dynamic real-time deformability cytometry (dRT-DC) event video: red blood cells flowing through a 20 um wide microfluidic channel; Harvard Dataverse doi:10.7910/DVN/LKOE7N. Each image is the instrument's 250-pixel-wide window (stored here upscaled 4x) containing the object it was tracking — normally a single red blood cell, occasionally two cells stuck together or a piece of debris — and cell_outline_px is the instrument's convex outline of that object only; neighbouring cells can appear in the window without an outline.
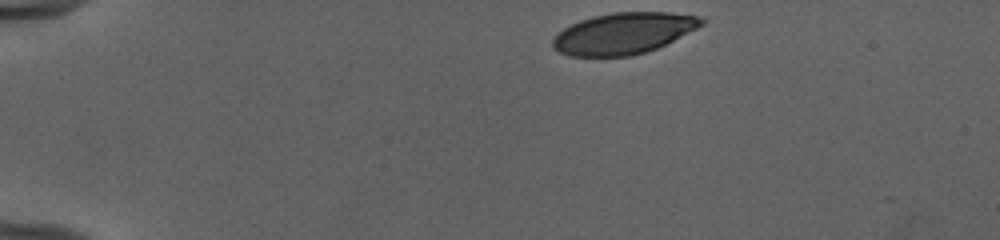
{"species": "human", "species_latin": "Homo sapiens", "temperature_condition": "cold", "stored_images_in_passage": 39, "camera_frame_rate_fps": 3000, "um_per_image_px": 0.085, "donor": {"sex": "female"}, "frame": {"image": 1, "passage_image": 1, "time_ms": 0.0, "image_size_px": [1000, 240], "cell_outline_px": [[708, 20], [704, 24], [648, 52], [632, 56], [568, 56], [552, 48], [552, 40], [564, 28], [580, 20], [592, 16], [612, 12], [668, 12], [700, 16]], "centroid_in_image_um": [53.0, 2.83], "position_along_channel_um": 32.0, "area_um2": 35.72}}
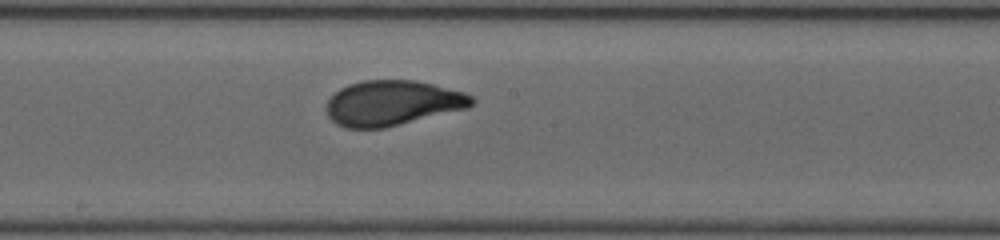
{"frame": {"image": 2, "passage_image": 21, "time_ms": 6.667, "image_size_px": [1000, 240], "cell_outline_px": [[476, 100], [468, 108], [384, 128], [344, 128], [336, 124], [328, 116], [324, 108], [328, 100], [340, 88], [348, 84], [364, 80], [416, 80], [464, 92], [472, 96]], "centroid_in_image_um": [33.33, 8.76], "position_along_channel_um": 214.9, "area_um2": 38.32}}
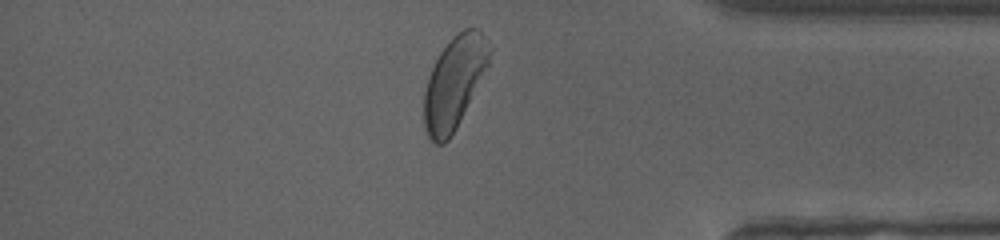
{"frame": {"image": 3, "passage_image": 36, "time_ms": 11.667, "image_size_px": [1000, 240], "cell_outline_px": [[492, 52], [488, 64], [456, 128], [448, 140], [444, 144], [436, 144], [428, 136], [424, 128], [424, 92], [428, 76], [440, 52], [452, 36], [464, 28], [480, 28], [488, 40], [492, 48]], "centroid_in_image_um": [38.61, 6.97], "position_along_channel_um": 396.6, "area_um2": 34.91}, "authors_computed_cell_mechanics": {"area_um2": 37.6278, "velocity_mm_per_s": 3.972, "shape_relaxation_time_tau1_ms": 3.2989, "shape_relaxation_time_tau2_ms": null, "deformation_change_tau1": 0.1573, "deformation_change_tau2": null}}